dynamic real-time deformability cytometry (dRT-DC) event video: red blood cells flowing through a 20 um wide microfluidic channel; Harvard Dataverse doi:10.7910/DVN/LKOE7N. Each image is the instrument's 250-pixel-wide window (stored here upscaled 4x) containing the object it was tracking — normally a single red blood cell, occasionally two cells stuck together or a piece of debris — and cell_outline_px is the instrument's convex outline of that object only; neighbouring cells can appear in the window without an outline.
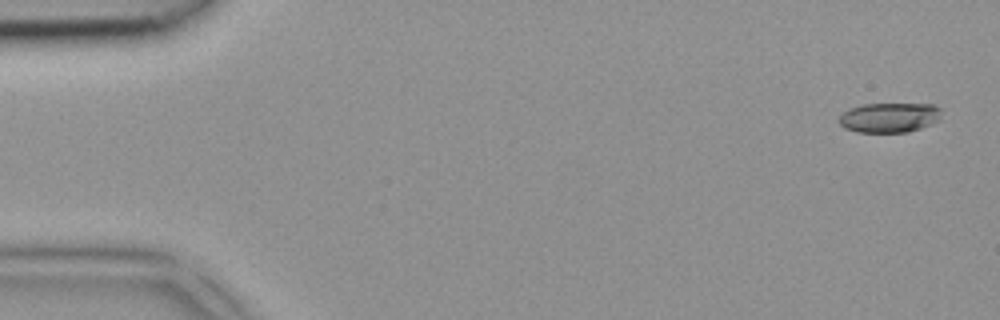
{"species": "common noctule bat (a hibernating species)", "species_latin": "Nyctalus noctula", "temperature_condition": "room temperature", "stored_images_in_passage": 4, "camera_frame_rate_fps": 3000, "um_per_image_px": 0.085, "animal": {"sex": "female", "body_mass_g": 18.4}, "frame": {"image": 1, "passage_image": 1, "time_ms": 0.0, "image_size_px": [1000, 320], "cell_outline_px": [[940, 120], [932, 124], [908, 132], [856, 132], [844, 128], [836, 120], [844, 112], [852, 108], [864, 104], [936, 104], [940, 108]], "centroid_in_image_um": [75.61, 9.99], "position_along_channel_um": 9.4, "area_um2": 17.86}}
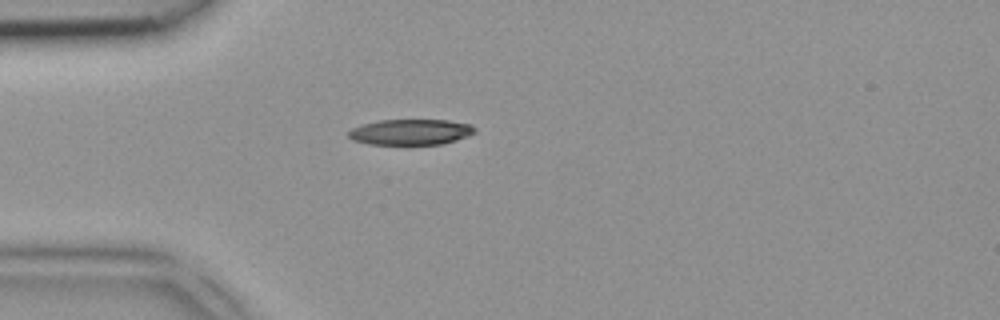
{"frame": {"image": 2, "passage_image": 4, "time_ms": 1.0, "image_size_px": [1000, 320], "cell_outline_px": [[476, 132], [468, 136], [444, 144], [368, 144], [352, 140], [348, 136], [348, 132], [352, 128], [364, 124], [380, 120], [448, 120], [472, 124], [476, 128]], "centroid_in_image_um": [34.94, 11.22], "position_along_channel_um": 50.1, "area_um2": 18.96}}